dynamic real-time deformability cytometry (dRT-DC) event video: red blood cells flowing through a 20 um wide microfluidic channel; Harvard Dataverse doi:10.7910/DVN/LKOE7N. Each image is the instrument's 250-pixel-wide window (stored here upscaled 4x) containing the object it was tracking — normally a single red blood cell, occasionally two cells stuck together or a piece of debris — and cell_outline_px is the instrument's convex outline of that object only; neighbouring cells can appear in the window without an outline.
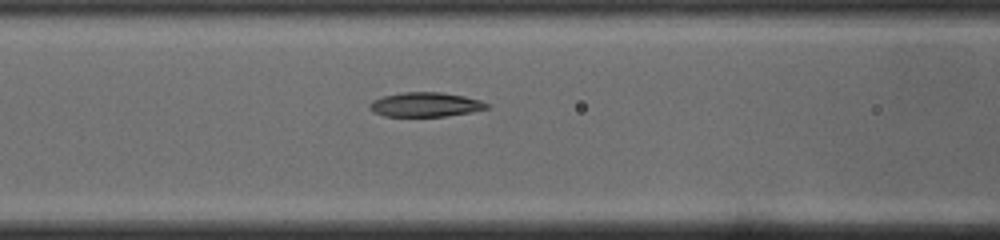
{"species": "common noctule bat (a hibernating species)", "species_latin": "Nyctalus noctula", "temperature_condition": "cold", "stored_images_in_passage": 21, "camera_frame_rate_fps": 3000, "um_per_image_px": 0.085, "animal": {"sex": "male", "body_mass_g": 19.0, "forearm_length_mm": 50.8}, "frame": {"image": 1, "passage_image": 5, "time_ms": 1.333, "image_size_px": [1000, 240], "cell_outline_px": [[476, 108], [460, 112], [436, 116], [396, 116], [388, 100], [392, 96], [456, 96], [472, 100]], "centroid_in_image_um": [36.49, 8.96], "position_along_channel_um": 130.1, "area_um2": 10.69}}
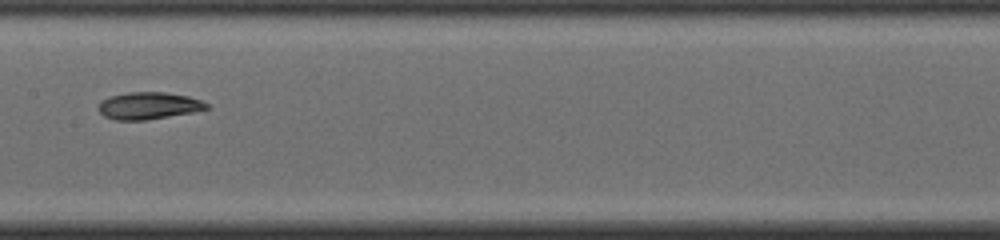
{"frame": {"image": 2, "passage_image": 10, "time_ms": 3.0, "image_size_px": [1000, 240], "cell_outline_px": [[204, 108], [160, 116], [112, 116], [112, 100], [120, 96], [180, 96], [192, 100], [200, 104]], "centroid_in_image_um": [12.92, 8.99], "position_along_channel_um": 194.5, "area_um2": 11.1}}
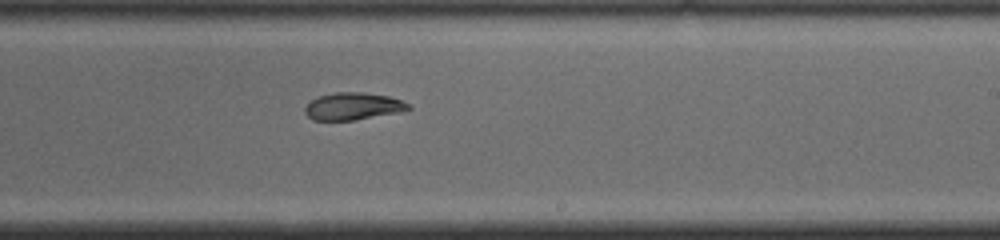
{"frame": {"image": 3, "passage_image": 15, "time_ms": 4.667, "image_size_px": [1000, 240], "cell_outline_px": [[404, 104], [380, 112], [348, 120], [320, 120], [320, 116], [328, 96], [380, 96], [396, 100]], "centroid_in_image_um": [30.2, 9.08], "position_along_channel_um": 258.8, "area_um2": 10.4}}